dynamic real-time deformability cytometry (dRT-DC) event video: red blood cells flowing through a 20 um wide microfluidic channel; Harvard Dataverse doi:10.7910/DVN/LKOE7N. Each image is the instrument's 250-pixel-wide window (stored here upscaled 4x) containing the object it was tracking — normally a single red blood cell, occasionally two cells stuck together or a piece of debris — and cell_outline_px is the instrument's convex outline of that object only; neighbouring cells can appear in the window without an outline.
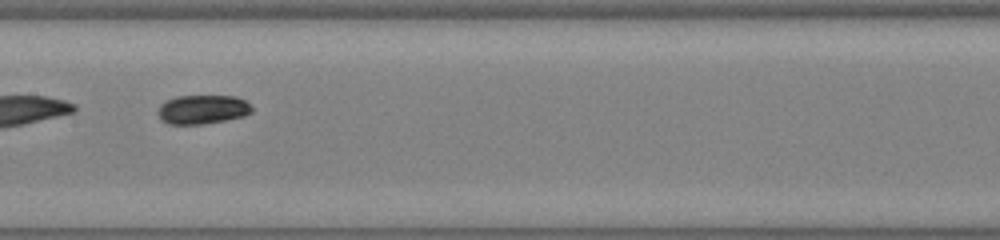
{"species": "common noctule bat (a hibernating species)", "species_latin": "Nyctalus noctula", "temperature_condition": "warm", "stored_images_in_passage": 43, "segment_of_instrument_passage": [2, 2], "camera_frame_rate_fps": 3000, "um_per_image_px": 0.085, "animal": {"sex": "male", "body_mass_g": 19.0, "forearm_length_mm": 50.8}, "frame": {"image": 1, "passage_image": 23, "time_ms": 7.333, "image_size_px": [1000, 240], "cell_outline_px": [[252, 112], [244, 116], [204, 124], [168, 124], [160, 120], [156, 112], [160, 104], [176, 96], [236, 96], [244, 100], [252, 108]], "centroid_in_image_um": [17.17, 9.31], "position_along_channel_um": 190.2, "area_um2": 15.95}}
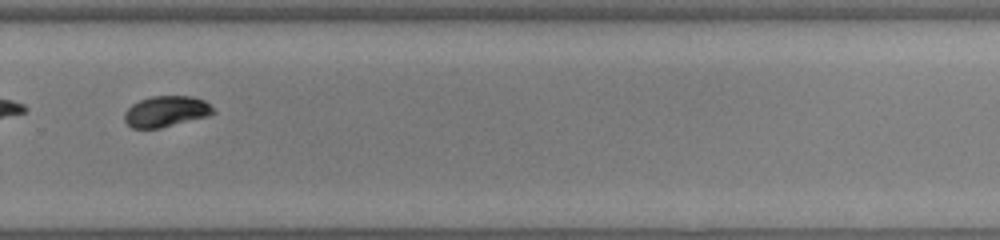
{"frame": {"image": 2, "passage_image": 31, "time_ms": 10.0, "image_size_px": [1000, 240], "cell_outline_px": [[216, 112], [208, 116], [160, 128], [132, 128], [124, 120], [124, 112], [132, 104], [140, 100], [152, 96], [192, 96], [204, 100]], "centroid_in_image_um": [14.1, 9.47], "position_along_channel_um": 315.7, "area_um2": 15.9}}